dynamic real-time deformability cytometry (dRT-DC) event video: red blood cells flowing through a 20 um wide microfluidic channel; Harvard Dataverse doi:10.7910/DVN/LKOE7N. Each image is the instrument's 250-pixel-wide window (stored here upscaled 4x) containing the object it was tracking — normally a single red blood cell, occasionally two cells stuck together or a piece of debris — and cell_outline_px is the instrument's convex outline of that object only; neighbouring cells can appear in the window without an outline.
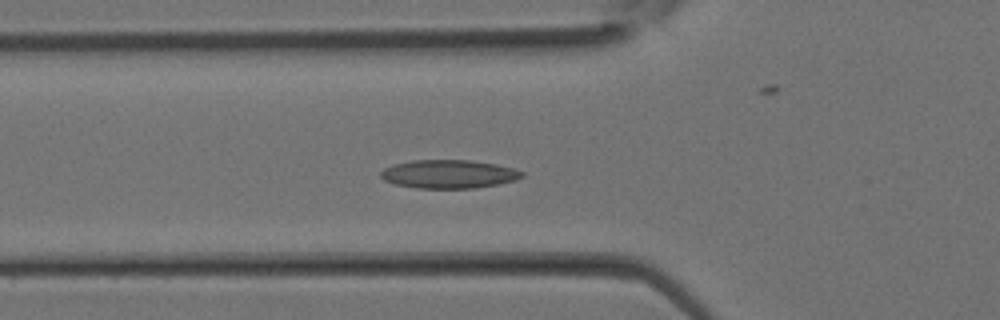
{"species": "Egyptian fruit bat (a non-hibernating species)", "species_latin": "Rousettus aegyptiacus", "temperature_condition": "room temperature", "stored_images_in_passage": 32, "camera_frame_rate_fps": 3000, "um_per_image_px": 0.085, "animal": {"sex": "female"}, "frame": {"image": 1, "passage_image": 10, "time_ms": 3.0, "image_size_px": [1000, 320], "cell_outline_px": [[524, 176], [516, 180], [496, 184], [472, 188], [416, 188], [392, 184], [384, 180], [380, 176], [380, 172], [384, 168], [392, 164], [412, 160], [468, 160], [496, 164], [516, 168], [524, 172]], "centroid_in_image_um": [38.12, 14.79], "position_along_channel_um": 87.7, "area_um2": 23.58}}
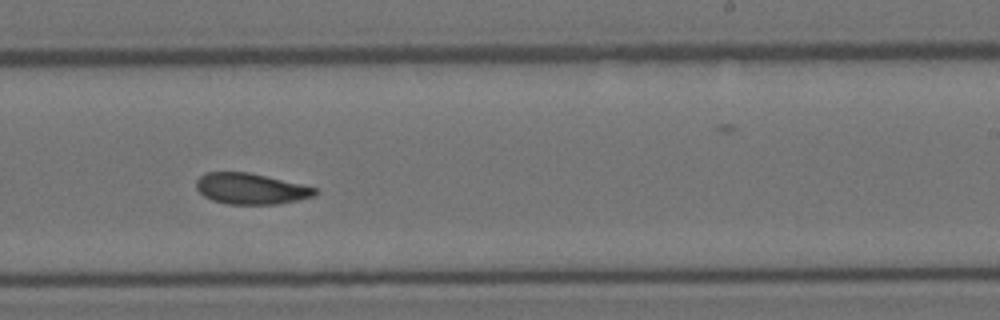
{"frame": {"image": 2, "passage_image": 19, "time_ms": 6.0, "image_size_px": [1000, 320], "cell_outline_px": [[320, 192], [312, 196], [296, 200], [276, 204], [228, 204], [212, 200], [204, 196], [196, 188], [196, 180], [204, 172], [248, 172], [300, 184], [316, 188]], "centroid_in_image_um": [21.28, 16.04], "position_along_channel_um": 267.7, "area_um2": 21.21}}
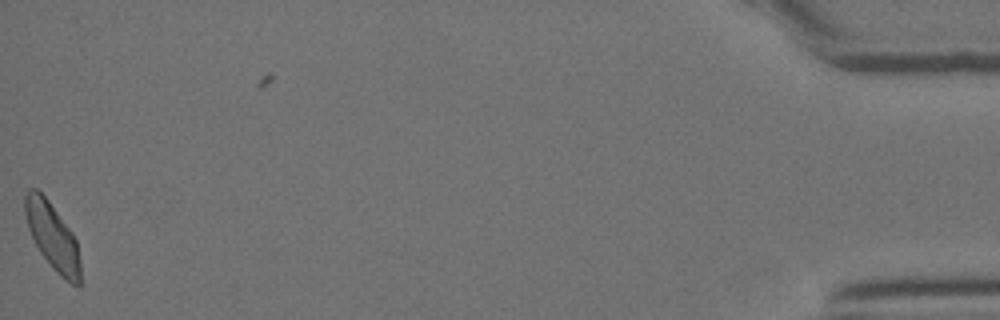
{"frame": {"image": 3, "passage_image": 32, "time_ms": 10.333, "image_size_px": [1000, 320], "cell_outline_px": [[84, 284], [80, 288], [72, 284], [60, 276], [52, 268], [40, 252], [28, 228], [24, 212], [24, 196], [28, 188], [36, 188], [48, 200], [72, 232], [76, 240]], "centroid_in_image_um": [4.5, 20.16], "position_along_channel_um": 430.7, "area_um2": 21.85}}